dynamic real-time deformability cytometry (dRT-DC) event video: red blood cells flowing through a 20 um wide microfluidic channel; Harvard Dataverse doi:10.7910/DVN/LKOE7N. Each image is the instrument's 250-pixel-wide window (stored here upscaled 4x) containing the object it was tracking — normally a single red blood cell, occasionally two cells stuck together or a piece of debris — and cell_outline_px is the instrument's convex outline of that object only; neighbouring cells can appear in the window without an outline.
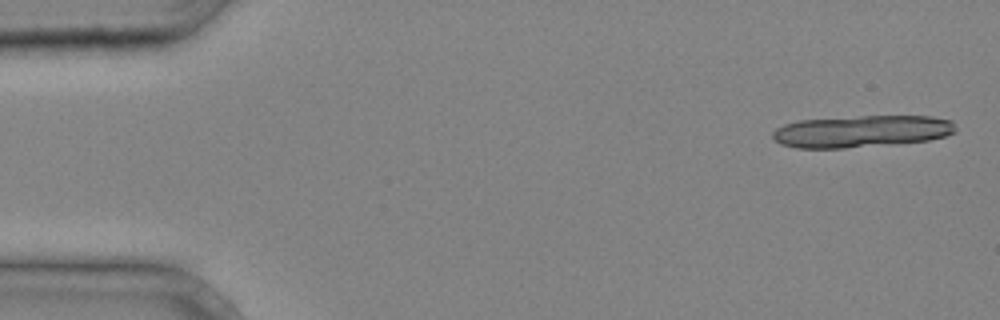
{"species": "common noctule bat (a hibernating species)", "species_latin": "Nyctalus noctula", "temperature_condition": "cold", "stored_images_in_passage": 5, "camera_frame_rate_fps": 3000, "um_per_image_px": 0.085, "animal": {"sex": "male", "body_mass_g": 20.4}, "frame": {"image": 1, "passage_image": 1, "time_ms": 0.0, "image_size_px": [1000, 320], "cell_outline_px": [[956, 132], [944, 136], [928, 140], [844, 148], [796, 148], [780, 144], [772, 136], [772, 132], [776, 128], [784, 124], [800, 120], [860, 116], [932, 116], [952, 120], [956, 128]], "centroid_in_image_um": [73.22, 11.15], "position_along_channel_um": 11.8, "area_um2": 33.99}}
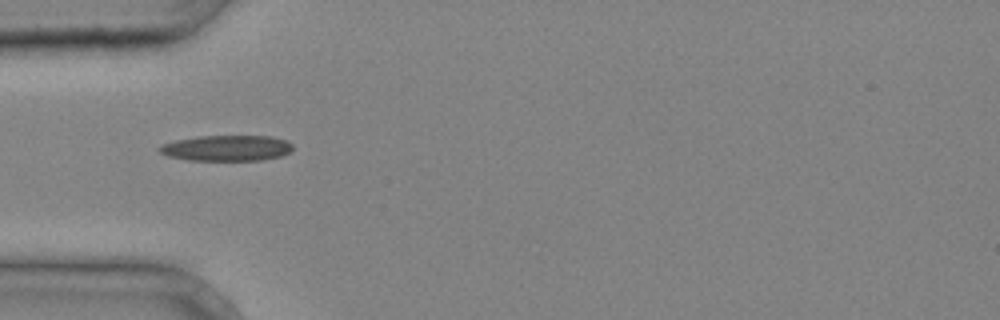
{"frame": {"image": 2, "passage_image": 4, "time_ms": 1.0, "image_size_px": [1000, 320], "cell_outline_px": [[292, 148], [288, 152], [280, 156], [264, 160], [188, 160], [168, 156], [160, 152], [156, 148], [164, 144], [176, 140], [200, 136], [272, 136], [288, 140], [292, 144]], "centroid_in_image_um": [19.28, 12.58], "position_along_channel_um": 65.7, "area_um2": 19.94}}